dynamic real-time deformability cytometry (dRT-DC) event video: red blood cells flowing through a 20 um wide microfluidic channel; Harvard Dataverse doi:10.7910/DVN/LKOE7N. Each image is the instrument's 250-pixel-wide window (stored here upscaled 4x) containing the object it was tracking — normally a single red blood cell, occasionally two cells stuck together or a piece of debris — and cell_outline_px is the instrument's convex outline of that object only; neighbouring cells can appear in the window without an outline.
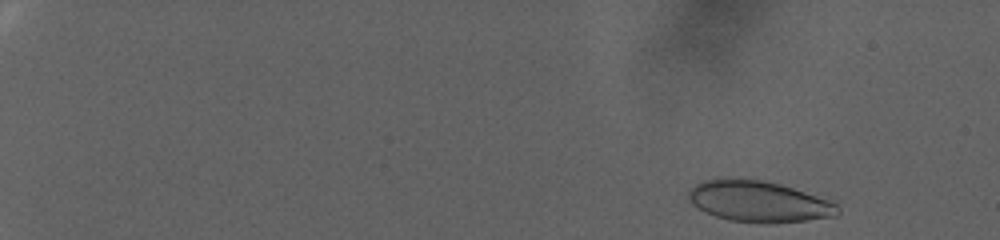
{"species": "human", "species_latin": "Homo sapiens", "temperature_condition": "warm", "stored_images_in_passage": 86, "camera_frame_rate_fps": 3000, "um_per_image_px": 0.085, "donor": {"sex": "female"}, "frame": {"image": 1, "passage_image": 4, "time_ms": 1.0, "image_size_px": [1000, 240], "cell_outline_px": [[840, 212], [836, 216], [804, 220], [768, 224], [760, 224], [728, 220], [704, 212], [692, 204], [688, 200], [688, 192], [696, 184], [704, 180], [728, 176], [764, 180], [780, 184], [828, 200], [836, 204], [840, 208]], "centroid_in_image_um": [64.43, 17.11], "position_along_channel_um": 20.6, "area_um2": 36.13}}
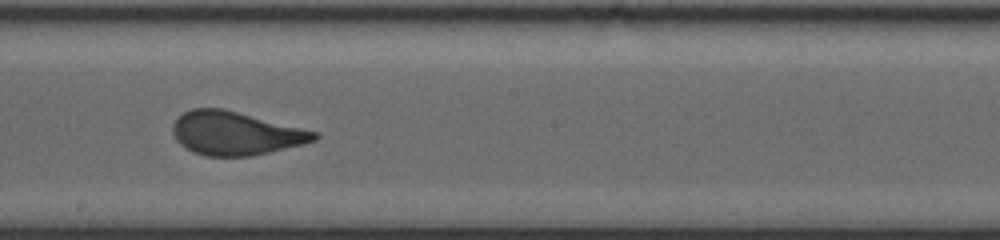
{"frame": {"image": 2, "passage_image": 53, "time_ms": 17.333, "image_size_px": [1000, 240], "cell_outline_px": [[320, 136], [316, 140], [304, 144], [252, 156], [204, 156], [192, 152], [180, 144], [176, 140], [172, 132], [172, 124], [184, 112], [192, 108], [224, 108], [320, 132]], "centroid_in_image_um": [20.04, 11.33], "position_along_channel_um": 228.2, "area_um2": 36.18}}
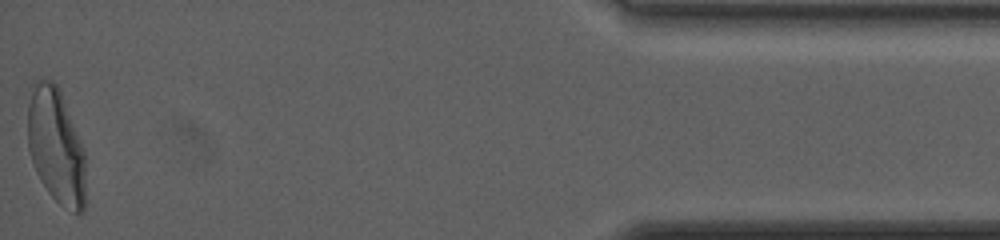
{"frame": {"image": 3, "passage_image": 86, "time_ms": 28.333, "image_size_px": [1000, 240], "cell_outline_px": [[84, 212], [80, 216], [60, 204], [48, 192], [40, 180], [36, 172], [28, 148], [28, 104], [32, 84], [36, 80], [52, 80], [60, 88], [80, 140], [84, 152]], "centroid_in_image_um": [4.75, 12.4], "position_along_channel_um": 430.5, "area_um2": 38.9}}